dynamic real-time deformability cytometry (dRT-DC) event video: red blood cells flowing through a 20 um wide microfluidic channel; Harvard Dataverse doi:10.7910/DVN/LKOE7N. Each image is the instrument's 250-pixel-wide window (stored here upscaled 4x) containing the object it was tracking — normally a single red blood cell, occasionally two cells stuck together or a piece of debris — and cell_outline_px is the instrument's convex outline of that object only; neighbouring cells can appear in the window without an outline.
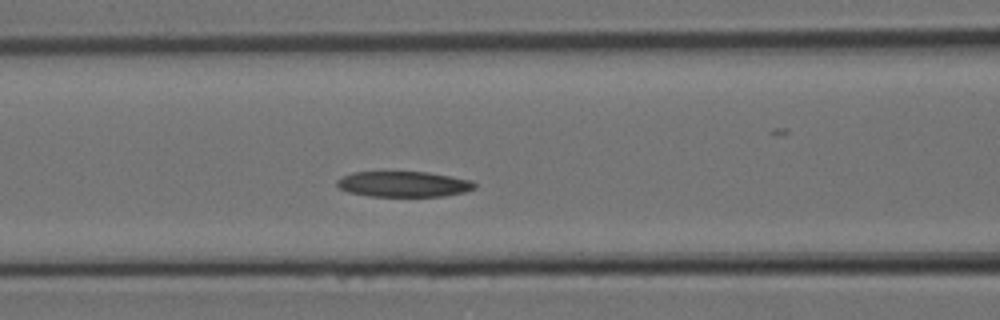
{"species": "Egyptian fruit bat (a non-hibernating species)", "species_latin": "Rousettus aegyptiacus", "temperature_condition": "room temperature", "stored_images_in_passage": 7, "segment_of_instrument_passage": [1, 2], "camera_frame_rate_fps": 3000, "um_per_image_px": 0.085, "animal": {"sex": "female"}, "frame": {"image": 1, "passage_image": 6, "time_ms": 1.667, "image_size_px": [1000, 320], "cell_outline_px": [[476, 188], [464, 192], [444, 196], [368, 196], [348, 192], [340, 188], [336, 184], [336, 180], [352, 172], [428, 172], [472, 180], [476, 184]], "centroid_in_image_um": [34.31, 15.65], "position_along_channel_um": 132.3, "area_um2": 20.52}}